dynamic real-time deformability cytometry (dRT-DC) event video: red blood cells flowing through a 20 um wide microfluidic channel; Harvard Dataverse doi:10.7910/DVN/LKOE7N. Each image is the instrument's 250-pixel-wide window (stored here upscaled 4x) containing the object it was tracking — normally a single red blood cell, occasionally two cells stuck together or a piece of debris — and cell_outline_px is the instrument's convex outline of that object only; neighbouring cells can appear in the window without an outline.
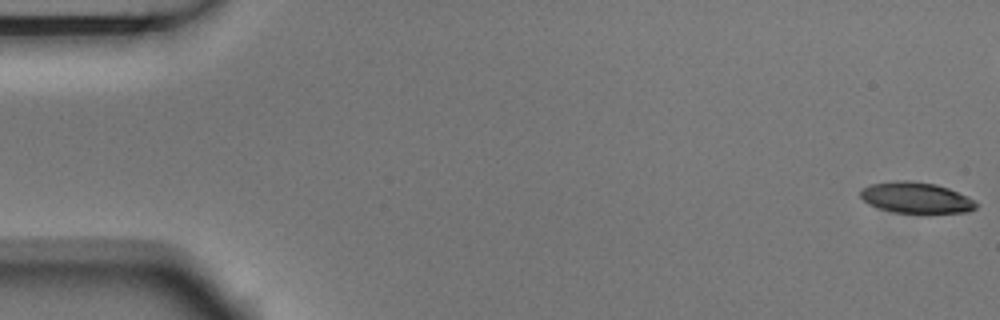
{"species": "Egyptian fruit bat (a non-hibernating species)", "species_latin": "Rousettus aegyptiacus", "temperature_condition": "room temperature", "stored_images_in_passage": 6, "camera_frame_rate_fps": 3000, "um_per_image_px": 0.085, "animal": {"sex": "male"}, "frame": {"image": 1, "passage_image": 1, "time_ms": 0.0, "image_size_px": [1000, 320], "cell_outline_px": [[980, 204], [976, 208], [968, 212], [892, 212], [868, 204], [860, 196], [860, 192], [864, 188], [872, 184], [896, 180], [908, 180], [936, 184], [948, 188], [976, 200]], "centroid_in_image_um": [77.9, 16.79], "position_along_channel_um": 7.1, "area_um2": 20.69}}